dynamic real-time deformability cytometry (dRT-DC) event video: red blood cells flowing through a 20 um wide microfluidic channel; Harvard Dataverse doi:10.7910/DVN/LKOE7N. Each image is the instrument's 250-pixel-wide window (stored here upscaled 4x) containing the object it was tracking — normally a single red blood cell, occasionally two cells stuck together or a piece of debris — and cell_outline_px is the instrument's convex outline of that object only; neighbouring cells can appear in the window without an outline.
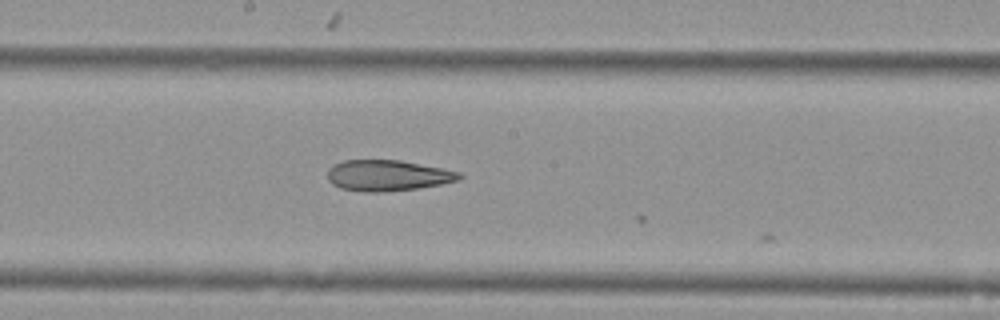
{"species": "Egyptian fruit bat (a non-hibernating species)", "species_latin": "Rousettus aegyptiacus", "temperature_condition": "cold", "stored_images_in_passage": 15, "camera_frame_rate_fps": 3000, "um_per_image_px": 0.085, "animal": {"sex": "female"}, "frame": {"image": 1, "passage_image": 14, "time_ms": 4.333, "image_size_px": [1000, 320], "cell_outline_px": [[464, 176], [460, 180], [440, 184], [416, 188], [380, 192], [364, 192], [340, 188], [332, 184], [328, 180], [328, 168], [332, 164], [344, 160], [400, 160], [460, 172]], "centroid_in_image_um": [32.92, 14.91], "position_along_channel_um": 215.3, "area_um2": 23.7}}